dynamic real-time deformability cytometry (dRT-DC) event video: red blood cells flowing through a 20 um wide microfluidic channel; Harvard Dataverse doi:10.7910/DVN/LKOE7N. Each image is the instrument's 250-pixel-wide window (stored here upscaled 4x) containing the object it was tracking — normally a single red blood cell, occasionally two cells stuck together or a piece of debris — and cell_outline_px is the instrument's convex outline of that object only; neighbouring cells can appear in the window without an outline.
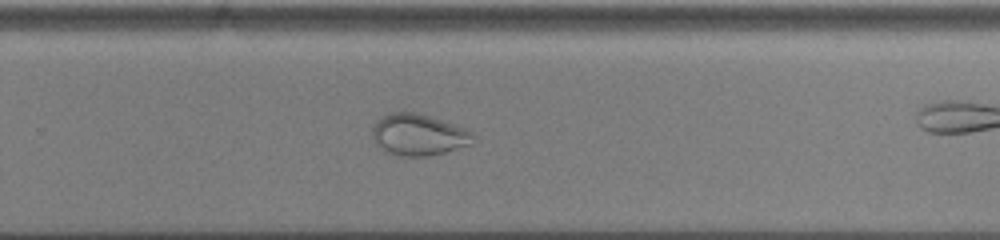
{"species": "common noctule bat (a hibernating species)", "species_latin": "Nyctalus noctula", "temperature_condition": "cold", "stored_images_in_passage": 18, "camera_frame_rate_fps": 3000, "um_per_image_px": 0.085, "animal": {"sex": "male", "body_mass_g": 13.0, "forearm_length_mm": 53.1}, "frame": {"image": 1, "passage_image": 15, "time_ms": 4.667, "image_size_px": [1000, 240], "cell_outline_px": [[476, 136], [472, 144], [444, 152], [428, 156], [400, 156], [388, 152], [376, 144], [372, 140], [372, 128], [376, 120], [388, 112], [416, 112], [464, 128], [472, 132]], "centroid_in_image_um": [35.55, 11.45], "position_along_channel_um": 294.3, "area_um2": 24.33}}
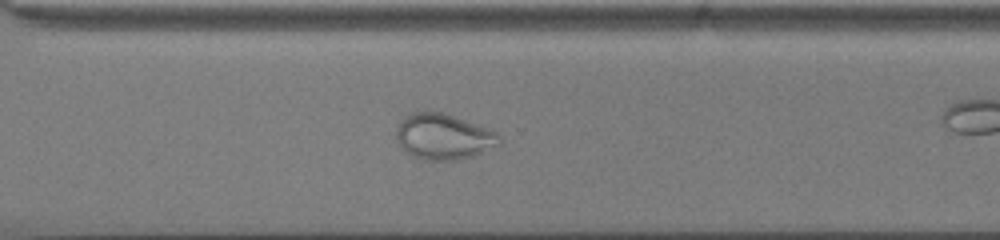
{"frame": {"image": 2, "passage_image": 18, "time_ms": 5.667, "image_size_px": [1000, 240], "cell_outline_px": [[500, 144], [472, 156], [460, 160], [424, 160], [412, 156], [404, 152], [396, 140], [396, 124], [404, 116], [412, 112], [444, 112], [496, 132], [500, 136]], "centroid_in_image_um": [37.63, 11.62], "position_along_channel_um": 333.0, "area_um2": 27.57}}